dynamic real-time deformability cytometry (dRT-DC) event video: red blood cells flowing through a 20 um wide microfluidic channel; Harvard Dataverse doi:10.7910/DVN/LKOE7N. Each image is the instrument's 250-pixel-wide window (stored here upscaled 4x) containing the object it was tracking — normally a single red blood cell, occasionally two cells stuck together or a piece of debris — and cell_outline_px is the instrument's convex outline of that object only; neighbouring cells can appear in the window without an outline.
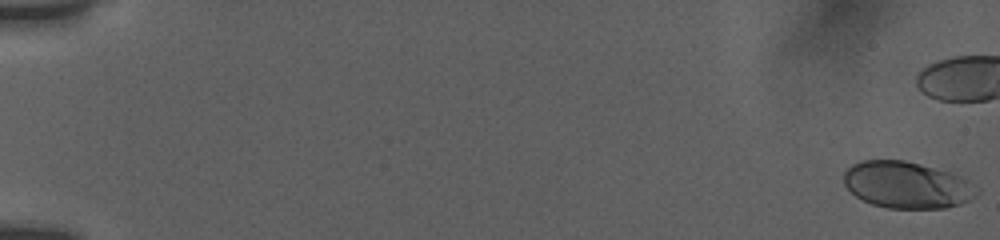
{"species": "human", "species_latin": "Homo sapiens", "temperature_condition": "room temperature", "stored_images_in_passage": 45, "camera_frame_rate_fps": 3000, "um_per_image_px": 0.085, "donor": {"sex": "female"}, "frame": {"image": 1, "passage_image": 1, "time_ms": 0.0, "image_size_px": [1000, 240], "cell_outline_px": [[980, 192], [976, 196], [960, 204], [944, 208], [888, 208], [872, 204], [856, 196], [844, 184], [844, 172], [852, 164], [860, 160], [904, 160], [948, 172], [960, 176], [976, 184], [980, 188]], "centroid_in_image_um": [77.11, 15.72], "position_along_channel_um": 7.9, "area_um2": 36.13}}
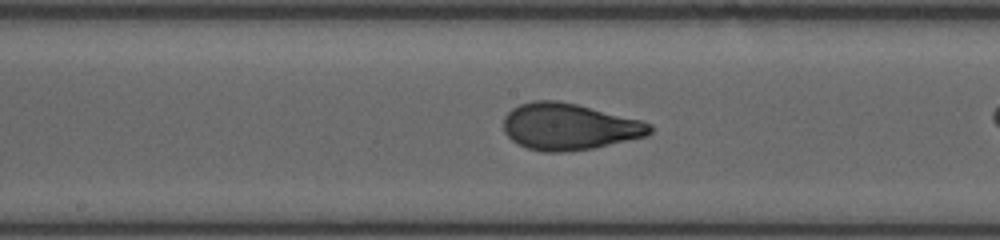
{"frame": {"image": 2, "passage_image": 31, "time_ms": 10.0, "image_size_px": [1000, 240], "cell_outline_px": [[652, 132], [648, 136], [592, 148], [560, 152], [544, 152], [528, 148], [512, 140], [504, 132], [504, 116], [512, 108], [520, 104], [532, 100], [560, 100], [644, 120], [652, 124]], "centroid_in_image_um": [48.4, 10.75], "position_along_channel_um": 199.8, "area_um2": 39.94}}
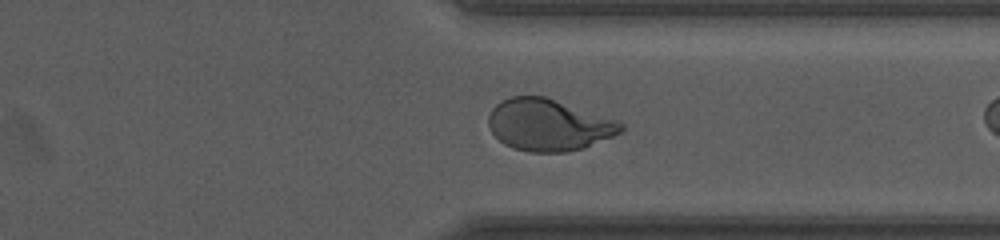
{"frame": {"image": 3, "passage_image": 44, "time_ms": 14.333, "image_size_px": [1000, 240], "cell_outline_px": [[624, 128], [620, 132], [612, 136], [584, 148], [564, 152], [532, 152], [512, 148], [504, 144], [492, 132], [488, 124], [488, 116], [492, 108], [500, 100], [512, 96], [544, 96], [616, 120], [624, 124]], "centroid_in_image_um": [46.6, 10.62], "position_along_channel_um": 364.8, "area_um2": 39.65}}